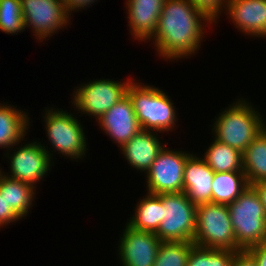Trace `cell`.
<instances>
[{"label": "cell", "instance_id": "1", "mask_svg": "<svg viewBox=\"0 0 266 266\" xmlns=\"http://www.w3.org/2000/svg\"><path fill=\"white\" fill-rule=\"evenodd\" d=\"M206 23L213 24L188 0H165L152 37L159 56L177 61L196 53L206 33Z\"/></svg>", "mask_w": 266, "mask_h": 266}, {"label": "cell", "instance_id": "2", "mask_svg": "<svg viewBox=\"0 0 266 266\" xmlns=\"http://www.w3.org/2000/svg\"><path fill=\"white\" fill-rule=\"evenodd\" d=\"M257 108L246 99H238L215 117L214 139L243 153L254 138L266 127Z\"/></svg>", "mask_w": 266, "mask_h": 266}, {"label": "cell", "instance_id": "3", "mask_svg": "<svg viewBox=\"0 0 266 266\" xmlns=\"http://www.w3.org/2000/svg\"><path fill=\"white\" fill-rule=\"evenodd\" d=\"M133 80L129 83L126 94L131 99L141 129L155 131L157 134L172 131L178 119L169 96L155 86L142 85Z\"/></svg>", "mask_w": 266, "mask_h": 266}, {"label": "cell", "instance_id": "4", "mask_svg": "<svg viewBox=\"0 0 266 266\" xmlns=\"http://www.w3.org/2000/svg\"><path fill=\"white\" fill-rule=\"evenodd\" d=\"M229 215L237 247L247 250L265 242L266 212L258 194L249 186L228 204Z\"/></svg>", "mask_w": 266, "mask_h": 266}, {"label": "cell", "instance_id": "5", "mask_svg": "<svg viewBox=\"0 0 266 266\" xmlns=\"http://www.w3.org/2000/svg\"><path fill=\"white\" fill-rule=\"evenodd\" d=\"M196 246L239 251L226 204L204 203L196 206Z\"/></svg>", "mask_w": 266, "mask_h": 266}, {"label": "cell", "instance_id": "6", "mask_svg": "<svg viewBox=\"0 0 266 266\" xmlns=\"http://www.w3.org/2000/svg\"><path fill=\"white\" fill-rule=\"evenodd\" d=\"M49 107L43 115L45 122V130L48 134L50 145L53 151H58V154L77 159H83L87 148L84 127L81 126L78 117L69 114L67 111Z\"/></svg>", "mask_w": 266, "mask_h": 266}, {"label": "cell", "instance_id": "7", "mask_svg": "<svg viewBox=\"0 0 266 266\" xmlns=\"http://www.w3.org/2000/svg\"><path fill=\"white\" fill-rule=\"evenodd\" d=\"M196 232V205L184 192L162 193V221L155 232L161 241H190Z\"/></svg>", "mask_w": 266, "mask_h": 266}, {"label": "cell", "instance_id": "8", "mask_svg": "<svg viewBox=\"0 0 266 266\" xmlns=\"http://www.w3.org/2000/svg\"><path fill=\"white\" fill-rule=\"evenodd\" d=\"M132 79L126 82L110 79H96L81 84L73 94V106L81 114L93 116L96 121L126 95V90ZM81 111V112H80Z\"/></svg>", "mask_w": 266, "mask_h": 266}, {"label": "cell", "instance_id": "9", "mask_svg": "<svg viewBox=\"0 0 266 266\" xmlns=\"http://www.w3.org/2000/svg\"><path fill=\"white\" fill-rule=\"evenodd\" d=\"M44 145L41 142L33 141L24 146L21 143V147L13 150L15 151L13 153L7 150V153L3 155L10 160L9 168L11 172L10 175L9 172H2V174L8 178L26 182L36 187L37 182L44 179L47 173L50 172L51 163H53V153H50L51 151Z\"/></svg>", "mask_w": 266, "mask_h": 266}, {"label": "cell", "instance_id": "10", "mask_svg": "<svg viewBox=\"0 0 266 266\" xmlns=\"http://www.w3.org/2000/svg\"><path fill=\"white\" fill-rule=\"evenodd\" d=\"M190 152L164 147L146 172L147 192L152 194L183 192L184 166Z\"/></svg>", "mask_w": 266, "mask_h": 266}, {"label": "cell", "instance_id": "11", "mask_svg": "<svg viewBox=\"0 0 266 266\" xmlns=\"http://www.w3.org/2000/svg\"><path fill=\"white\" fill-rule=\"evenodd\" d=\"M21 6L24 27L33 29L41 42L70 24L63 0H21Z\"/></svg>", "mask_w": 266, "mask_h": 266}, {"label": "cell", "instance_id": "12", "mask_svg": "<svg viewBox=\"0 0 266 266\" xmlns=\"http://www.w3.org/2000/svg\"><path fill=\"white\" fill-rule=\"evenodd\" d=\"M125 226L118 244L122 266H154L161 240L153 232Z\"/></svg>", "mask_w": 266, "mask_h": 266}, {"label": "cell", "instance_id": "13", "mask_svg": "<svg viewBox=\"0 0 266 266\" xmlns=\"http://www.w3.org/2000/svg\"><path fill=\"white\" fill-rule=\"evenodd\" d=\"M97 121L102 131L110 136L112 141L118 143V147L127 143L142 130L127 94Z\"/></svg>", "mask_w": 266, "mask_h": 266}, {"label": "cell", "instance_id": "14", "mask_svg": "<svg viewBox=\"0 0 266 266\" xmlns=\"http://www.w3.org/2000/svg\"><path fill=\"white\" fill-rule=\"evenodd\" d=\"M215 172L205 160L192 154L184 166L183 192L196 206L212 203V182Z\"/></svg>", "mask_w": 266, "mask_h": 266}, {"label": "cell", "instance_id": "15", "mask_svg": "<svg viewBox=\"0 0 266 266\" xmlns=\"http://www.w3.org/2000/svg\"><path fill=\"white\" fill-rule=\"evenodd\" d=\"M226 12L239 31L266 37V0H228Z\"/></svg>", "mask_w": 266, "mask_h": 266}, {"label": "cell", "instance_id": "16", "mask_svg": "<svg viewBox=\"0 0 266 266\" xmlns=\"http://www.w3.org/2000/svg\"><path fill=\"white\" fill-rule=\"evenodd\" d=\"M165 0H127L128 26L137 41H151Z\"/></svg>", "mask_w": 266, "mask_h": 266}, {"label": "cell", "instance_id": "17", "mask_svg": "<svg viewBox=\"0 0 266 266\" xmlns=\"http://www.w3.org/2000/svg\"><path fill=\"white\" fill-rule=\"evenodd\" d=\"M164 147L155 131L140 130L120 149L128 164L146 174Z\"/></svg>", "mask_w": 266, "mask_h": 266}, {"label": "cell", "instance_id": "18", "mask_svg": "<svg viewBox=\"0 0 266 266\" xmlns=\"http://www.w3.org/2000/svg\"><path fill=\"white\" fill-rule=\"evenodd\" d=\"M29 120L27 112L7 103H0V148L9 151L18 146L28 133Z\"/></svg>", "mask_w": 266, "mask_h": 266}, {"label": "cell", "instance_id": "19", "mask_svg": "<svg viewBox=\"0 0 266 266\" xmlns=\"http://www.w3.org/2000/svg\"><path fill=\"white\" fill-rule=\"evenodd\" d=\"M33 185L0 176V195H4L8 206L20 217H25L33 206V199H36V189ZM35 196V197H34Z\"/></svg>", "mask_w": 266, "mask_h": 266}, {"label": "cell", "instance_id": "20", "mask_svg": "<svg viewBox=\"0 0 266 266\" xmlns=\"http://www.w3.org/2000/svg\"><path fill=\"white\" fill-rule=\"evenodd\" d=\"M139 201L127 224L136 230L155 233L162 221V193L147 192Z\"/></svg>", "mask_w": 266, "mask_h": 266}, {"label": "cell", "instance_id": "21", "mask_svg": "<svg viewBox=\"0 0 266 266\" xmlns=\"http://www.w3.org/2000/svg\"><path fill=\"white\" fill-rule=\"evenodd\" d=\"M243 155V171L249 186L266 181V127L248 145Z\"/></svg>", "mask_w": 266, "mask_h": 266}, {"label": "cell", "instance_id": "22", "mask_svg": "<svg viewBox=\"0 0 266 266\" xmlns=\"http://www.w3.org/2000/svg\"><path fill=\"white\" fill-rule=\"evenodd\" d=\"M248 187L244 171L215 172L212 182V203L228 205Z\"/></svg>", "mask_w": 266, "mask_h": 266}, {"label": "cell", "instance_id": "23", "mask_svg": "<svg viewBox=\"0 0 266 266\" xmlns=\"http://www.w3.org/2000/svg\"><path fill=\"white\" fill-rule=\"evenodd\" d=\"M213 143L202 157L214 172L243 171L242 153L213 138Z\"/></svg>", "mask_w": 266, "mask_h": 266}, {"label": "cell", "instance_id": "24", "mask_svg": "<svg viewBox=\"0 0 266 266\" xmlns=\"http://www.w3.org/2000/svg\"><path fill=\"white\" fill-rule=\"evenodd\" d=\"M194 246L190 241H161L154 266H186Z\"/></svg>", "mask_w": 266, "mask_h": 266}, {"label": "cell", "instance_id": "25", "mask_svg": "<svg viewBox=\"0 0 266 266\" xmlns=\"http://www.w3.org/2000/svg\"><path fill=\"white\" fill-rule=\"evenodd\" d=\"M234 250L194 246L186 266H233Z\"/></svg>", "mask_w": 266, "mask_h": 266}, {"label": "cell", "instance_id": "26", "mask_svg": "<svg viewBox=\"0 0 266 266\" xmlns=\"http://www.w3.org/2000/svg\"><path fill=\"white\" fill-rule=\"evenodd\" d=\"M0 31L12 35L25 31L21 0H0Z\"/></svg>", "mask_w": 266, "mask_h": 266}, {"label": "cell", "instance_id": "27", "mask_svg": "<svg viewBox=\"0 0 266 266\" xmlns=\"http://www.w3.org/2000/svg\"><path fill=\"white\" fill-rule=\"evenodd\" d=\"M197 10L202 12L211 22L219 19L225 11L228 0H188Z\"/></svg>", "mask_w": 266, "mask_h": 266}, {"label": "cell", "instance_id": "28", "mask_svg": "<svg viewBox=\"0 0 266 266\" xmlns=\"http://www.w3.org/2000/svg\"><path fill=\"white\" fill-rule=\"evenodd\" d=\"M21 219L11 208L8 206L4 195H0V227L4 225H9L15 221Z\"/></svg>", "mask_w": 266, "mask_h": 266}, {"label": "cell", "instance_id": "29", "mask_svg": "<svg viewBox=\"0 0 266 266\" xmlns=\"http://www.w3.org/2000/svg\"><path fill=\"white\" fill-rule=\"evenodd\" d=\"M233 266H258V264L248 250H239L235 252Z\"/></svg>", "mask_w": 266, "mask_h": 266}, {"label": "cell", "instance_id": "30", "mask_svg": "<svg viewBox=\"0 0 266 266\" xmlns=\"http://www.w3.org/2000/svg\"><path fill=\"white\" fill-rule=\"evenodd\" d=\"M255 258L258 266H266V242L247 249Z\"/></svg>", "mask_w": 266, "mask_h": 266}, {"label": "cell", "instance_id": "31", "mask_svg": "<svg viewBox=\"0 0 266 266\" xmlns=\"http://www.w3.org/2000/svg\"><path fill=\"white\" fill-rule=\"evenodd\" d=\"M66 10H67V14L70 15L72 11L77 12L79 9L81 10L83 8V10L85 9V7H89L90 5L92 6V4L94 2H97L95 0H63ZM78 9V10H77Z\"/></svg>", "mask_w": 266, "mask_h": 266}, {"label": "cell", "instance_id": "32", "mask_svg": "<svg viewBox=\"0 0 266 266\" xmlns=\"http://www.w3.org/2000/svg\"><path fill=\"white\" fill-rule=\"evenodd\" d=\"M255 192L258 194L261 203L264 206L266 212V181H260L250 185Z\"/></svg>", "mask_w": 266, "mask_h": 266}]
</instances>
